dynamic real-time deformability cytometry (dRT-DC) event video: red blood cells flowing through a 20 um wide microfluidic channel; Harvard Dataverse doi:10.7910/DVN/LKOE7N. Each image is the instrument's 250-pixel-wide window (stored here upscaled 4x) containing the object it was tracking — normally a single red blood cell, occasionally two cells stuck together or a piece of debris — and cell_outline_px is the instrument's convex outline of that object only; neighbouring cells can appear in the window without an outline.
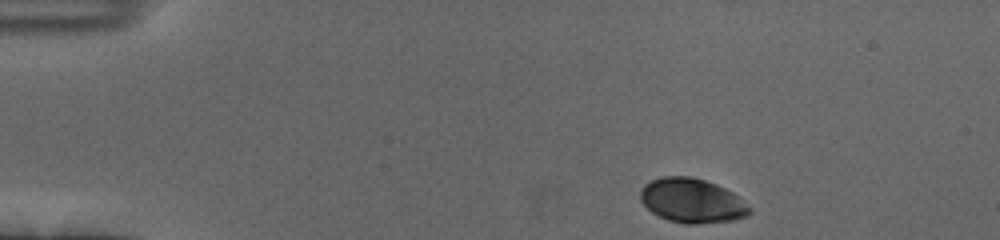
{"species": "human", "species_latin": "Homo sapiens", "temperature_condition": "cold", "stored_images_in_passage": 48, "camera_frame_rate_fps": 3000, "um_per_image_px": 0.085, "donor": {"sex": "female"}, "frame": {"image": 1, "passage_image": 1, "time_ms": 0.0, "image_size_px": [1000, 240], "cell_outline_px": [[752, 212], [748, 216], [732, 220], [696, 224], [684, 224], [668, 220], [652, 212], [640, 200], [640, 188], [644, 184], [660, 176], [692, 176], [716, 184], [740, 196], [752, 208]], "centroid_in_image_um": [58.84, 17.05], "position_along_channel_um": 26.2, "area_um2": 28.5}}
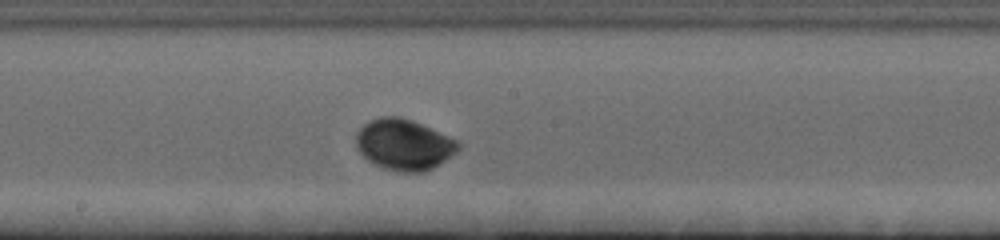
{"frame": {"image": 2, "passage_image": 23, "time_ms": 7.333, "image_size_px": [1000, 240], "cell_outline_px": [[460, 148], [456, 152], [432, 168], [424, 172], [400, 172], [384, 168], [368, 160], [360, 152], [356, 144], [356, 132], [368, 120], [380, 116], [400, 116], [412, 120], [460, 140]], "centroid_in_image_um": [34.34, 12.27], "position_along_channel_um": 213.9, "area_um2": 30.4}}
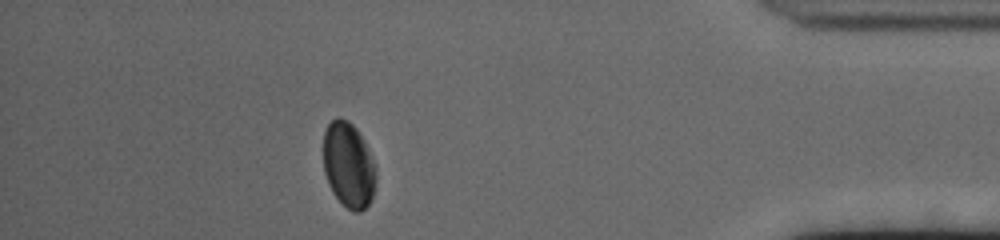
{"frame": {"image": 3, "passage_image": 42, "time_ms": 13.667, "image_size_px": [1000, 240], "cell_outline_px": [[376, 180], [372, 200], [360, 212], [352, 212], [332, 192], [328, 184], [324, 172], [324, 132], [328, 124], [336, 116], [340, 116], [348, 120], [356, 128], [364, 140], [376, 168]], "centroid_in_image_um": [29.63, 14.01], "position_along_channel_um": 405.6, "area_um2": 26.3}, "authors_computed_cell_mechanics": {"area_um2": 28.3509, "velocity_mm_per_s": 3.6656, "shape_relaxation_time_tau1_ms": 3.2983, "shape_relaxation_time_tau2_ms": null, "deformation_change_tau1": 0.1227, "deformation_change_tau2": null}}